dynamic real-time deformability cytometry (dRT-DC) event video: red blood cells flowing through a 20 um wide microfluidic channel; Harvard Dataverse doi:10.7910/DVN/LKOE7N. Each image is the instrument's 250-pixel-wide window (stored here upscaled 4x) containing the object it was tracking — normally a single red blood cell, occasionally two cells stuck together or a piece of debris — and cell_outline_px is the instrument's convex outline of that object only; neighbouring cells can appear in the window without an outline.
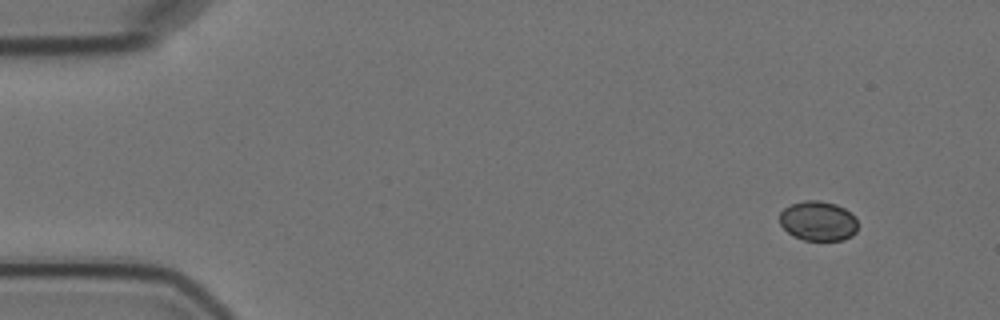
{"species": "Egyptian fruit bat (a non-hibernating species)", "species_latin": "Rousettus aegyptiacus", "temperature_condition": "cold", "stored_images_in_passage": 8, "camera_frame_rate_fps": 3000, "um_per_image_px": 0.085, "animal": {"sex": "female"}, "frame": {"image": 1, "passage_image": 1, "time_ms": 0.0, "image_size_px": [1000, 320], "cell_outline_px": [[856, 232], [852, 236], [844, 240], [804, 240], [792, 236], [780, 224], [780, 212], [784, 208], [792, 204], [804, 200], [820, 200], [836, 204], [844, 208], [856, 220]], "centroid_in_image_um": [69.52, 18.78], "position_along_channel_um": 15.5, "area_um2": 18.03}}
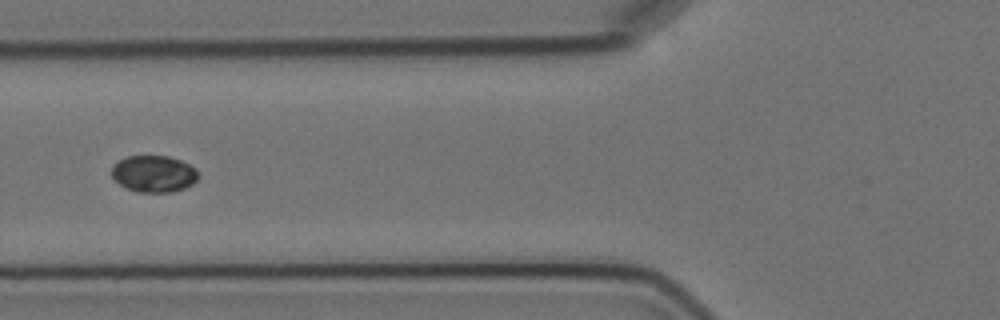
{"frame": {"image": 2, "passage_image": 5, "time_ms": 5.667, "image_size_px": [1000, 320], "cell_outline_px": [[200, 176], [192, 184], [184, 188], [172, 192], [136, 192], [124, 188], [112, 176], [112, 164], [128, 156], [168, 156], [180, 160], [196, 168]], "centroid_in_image_um": [13.07, 14.78], "position_along_channel_um": 112.7, "area_um2": 18.61}}
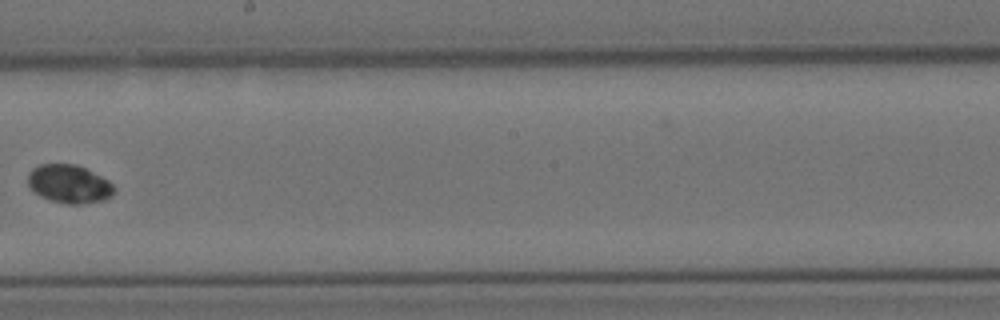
{"frame": {"image": 3, "passage_image": 8, "time_ms": 9.333, "image_size_px": [1000, 320], "cell_outline_px": [[116, 192], [112, 196], [104, 200], [80, 204], [68, 204], [52, 200], [40, 196], [28, 184], [28, 172], [32, 168], [40, 164], [76, 164], [108, 180], [116, 188]], "centroid_in_image_um": [5.9, 15.63], "position_along_channel_um": 242.3, "area_um2": 19.19}}